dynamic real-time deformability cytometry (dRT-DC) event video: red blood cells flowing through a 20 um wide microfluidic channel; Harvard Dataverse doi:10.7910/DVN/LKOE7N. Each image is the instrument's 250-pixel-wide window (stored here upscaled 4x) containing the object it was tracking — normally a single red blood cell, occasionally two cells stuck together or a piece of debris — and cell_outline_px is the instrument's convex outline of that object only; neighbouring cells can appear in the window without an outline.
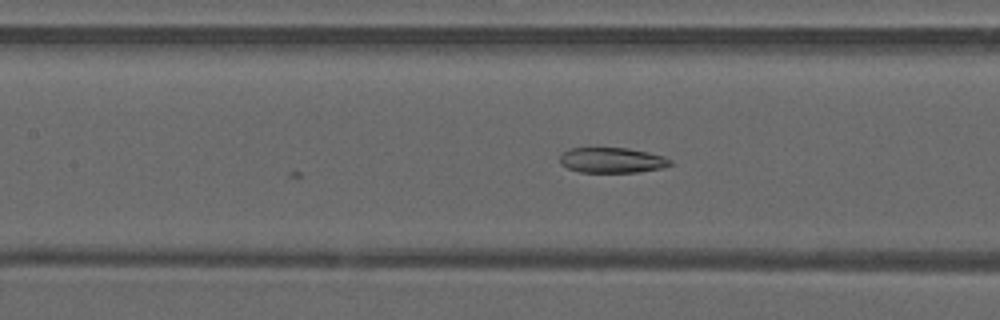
{"species": "common noctule bat (a hibernating species)", "species_latin": "Nyctalus noctula", "temperature_condition": "warm", "stored_images_in_passage": 10, "camera_frame_rate_fps": 3000, "um_per_image_px": 0.085, "animal": {"sex": "male", "forearm_length_mm": 52.5}, "frame": {"image": 1, "passage_image": 10, "time_ms": 3.0, "image_size_px": [1000, 320], "cell_outline_px": [[672, 164], [660, 168], [636, 172], [580, 172], [568, 168], [560, 164], [560, 152], [568, 148], [628, 148], [648, 152], [664, 156], [672, 160]], "centroid_in_image_um": [51.98, 13.61], "position_along_channel_um": 155.4, "area_um2": 16.36}}